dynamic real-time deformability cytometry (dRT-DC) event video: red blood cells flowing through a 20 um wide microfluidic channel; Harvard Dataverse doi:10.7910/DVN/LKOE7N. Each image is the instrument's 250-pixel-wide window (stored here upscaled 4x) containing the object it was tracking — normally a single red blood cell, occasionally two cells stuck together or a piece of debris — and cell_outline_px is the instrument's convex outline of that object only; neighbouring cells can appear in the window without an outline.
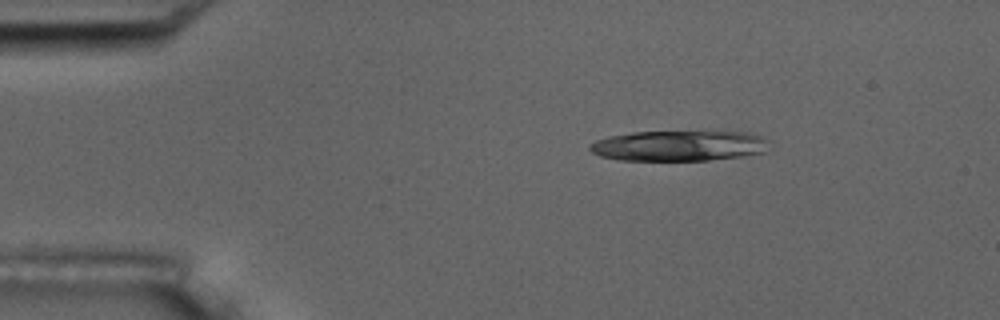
{"species": "common noctule bat (a hibernating species)", "species_latin": "Nyctalus noctula", "temperature_condition": "room temperature", "stored_images_in_passage": 4, "camera_frame_rate_fps": 3000, "um_per_image_px": 0.085, "animal": {"sex": "male", "body_mass_g": 17.5, "forearm_length_mm": 52.3}, "frame": {"image": 1, "passage_image": 3, "time_ms": 2.333, "image_size_px": [1000, 320], "cell_outline_px": [[764, 152], [740, 156], [708, 160], [616, 160], [600, 156], [592, 152], [588, 148], [588, 144], [596, 140], [608, 136], [632, 132], [716, 128], [752, 132], [760, 136], [764, 140]], "centroid_in_image_um": [57.69, 12.32], "position_along_channel_um": 27.3, "area_um2": 33.23}}